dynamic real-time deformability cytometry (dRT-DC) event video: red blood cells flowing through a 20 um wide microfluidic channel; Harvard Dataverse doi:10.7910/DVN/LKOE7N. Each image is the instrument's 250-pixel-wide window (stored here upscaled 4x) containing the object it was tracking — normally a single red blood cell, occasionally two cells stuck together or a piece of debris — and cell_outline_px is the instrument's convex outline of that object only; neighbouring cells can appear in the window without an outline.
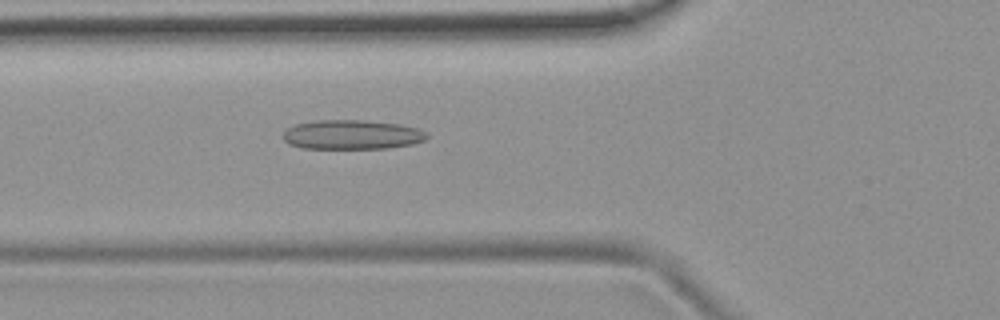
{"species": "common noctule bat (a hibernating species)", "species_latin": "Nyctalus noctula", "temperature_condition": "room temperature", "stored_images_in_passage": 47, "camera_frame_rate_fps": 3000, "um_per_image_px": 0.085, "animal": {"sex": "female", "body_mass_g": 19.9}, "frame": {"image": 1, "passage_image": 14, "time_ms": 4.333, "image_size_px": [1000, 320], "cell_outline_px": [[428, 136], [424, 140], [412, 144], [388, 148], [304, 148], [288, 144], [280, 136], [288, 128], [296, 124], [316, 120], [368, 120], [400, 124], [416, 128], [428, 132]], "centroid_in_image_um": [29.91, 11.44], "position_along_channel_um": 95.9, "area_um2": 24.74}}
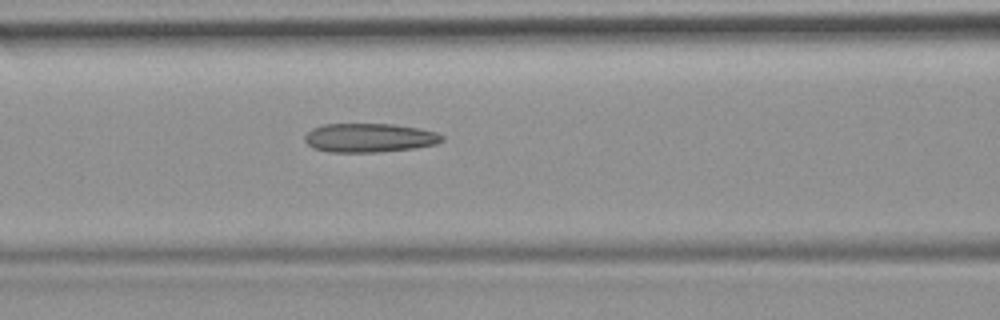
{"frame": {"image": 2, "passage_image": 17, "time_ms": 5.333, "image_size_px": [1000, 320], "cell_outline_px": [[444, 140], [436, 144], [416, 148], [380, 152], [328, 152], [312, 148], [304, 140], [304, 136], [312, 128], [324, 124], [392, 124], [416, 128], [436, 132], [444, 136]], "centroid_in_image_um": [31.38, 11.72], "position_along_channel_um": 135.2, "area_um2": 23.24}}
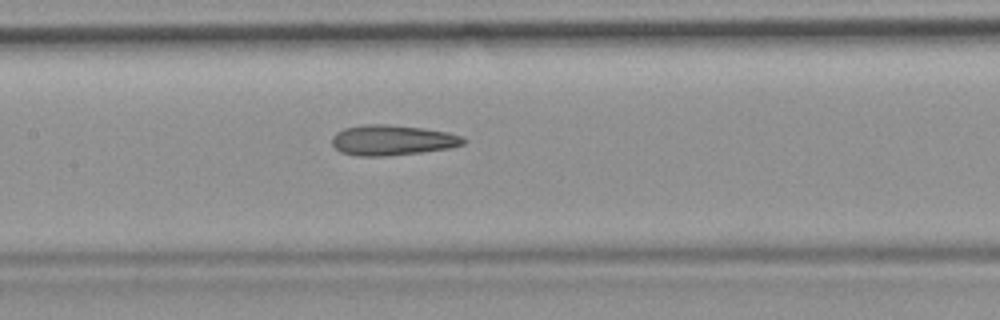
{"frame": {"image": 3, "passage_image": 20, "time_ms": 6.333, "image_size_px": [1000, 320], "cell_outline_px": [[468, 140], [464, 144], [452, 148], [420, 152], [384, 156], [356, 156], [340, 152], [332, 144], [332, 136], [336, 132], [344, 128], [364, 124], [388, 124], [420, 128], [448, 132], [464, 136]], "centroid_in_image_um": [33.36, 11.91], "position_along_channel_um": 174.0, "area_um2": 23.41}, "authors_computed_cell_mechanics": {"area_um2": 23.2356, "velocity_mm_per_s": 3.8826, "shape_relaxation_time_tau1_ms": null, "shape_relaxation_time_tau2_ms": 3.0734, "deformation_change_tau1": null, "deformation_change_tau2": 0.1364}}